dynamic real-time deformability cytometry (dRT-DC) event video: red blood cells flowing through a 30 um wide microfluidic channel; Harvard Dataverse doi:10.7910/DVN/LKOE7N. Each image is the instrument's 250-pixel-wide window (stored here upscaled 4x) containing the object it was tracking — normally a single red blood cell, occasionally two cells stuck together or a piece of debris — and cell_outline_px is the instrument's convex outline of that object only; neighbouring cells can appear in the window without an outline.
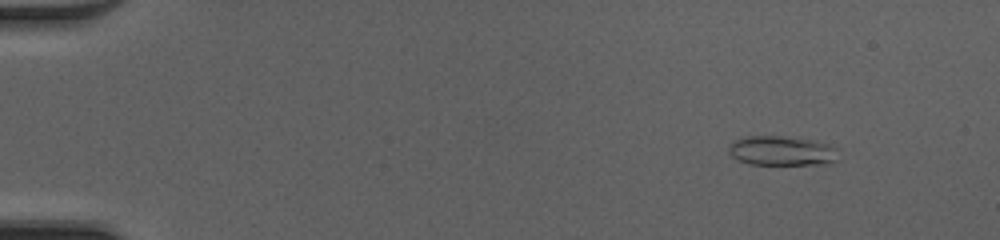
{"species": "common noctule bat (a hibernating species)", "species_latin": "Nyctalus noctula", "temperature_condition": "cold", "stored_images_in_passage": 50, "camera_frame_rate_fps": 3000, "um_per_image_px": 0.085, "animal": {"sex": "female", "body_mass_g": 20.0, "forearm_length_mm": 54.0}, "frame": {"image": 1, "passage_image": 6, "time_ms": 1.667, "image_size_px": [1000, 240], "cell_outline_px": [[836, 160], [832, 164], [752, 164], [740, 160], [732, 156], [728, 152], [728, 148], [732, 140], [748, 136], [780, 136], [812, 140], [828, 144], [836, 148]], "centroid_in_image_um": [66.43, 12.82], "position_along_channel_um": 18.6, "area_um2": 18.79}}
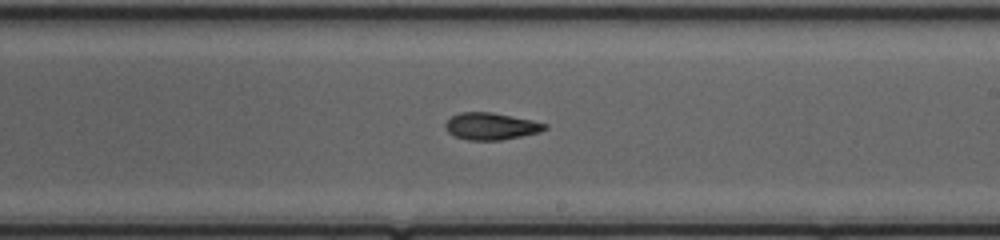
{"frame": {"image": 2, "passage_image": 31, "time_ms": 10.0, "image_size_px": [1000, 240], "cell_outline_px": [[548, 128], [540, 132], [500, 140], [468, 140], [456, 136], [448, 132], [444, 128], [444, 124], [452, 116], [460, 112], [492, 112], [532, 120], [548, 124]], "centroid_in_image_um": [41.74, 10.72], "position_along_channel_um": 247.3, "area_um2": 15.61}}
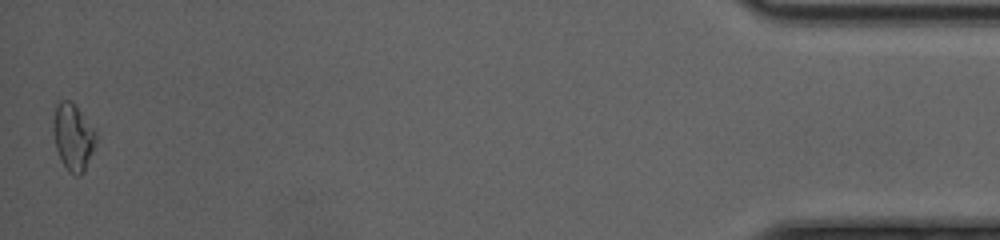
{"frame": {"image": 3, "passage_image": 50, "time_ms": 16.333, "image_size_px": [1000, 240], "cell_outline_px": [[96, 140], [92, 152], [84, 172], [80, 176], [76, 176], [68, 172], [60, 160], [56, 148], [52, 132], [52, 124], [56, 104], [60, 100], [72, 100], [96, 132]], "centroid_in_image_um": [6.18, 11.65], "position_along_channel_um": 429.0, "area_um2": 16.82}, "authors_computed_cell_mechanics": {"area_um2": 16.184, "velocity_mm_per_s": 4.2182, "shape_relaxation_time_tau1_ms": 5.7461, "shape_relaxation_time_tau2_ms": 4.675, "deformation_change_tau1": 0.1427, "deformation_change_tau2": 0.113}}